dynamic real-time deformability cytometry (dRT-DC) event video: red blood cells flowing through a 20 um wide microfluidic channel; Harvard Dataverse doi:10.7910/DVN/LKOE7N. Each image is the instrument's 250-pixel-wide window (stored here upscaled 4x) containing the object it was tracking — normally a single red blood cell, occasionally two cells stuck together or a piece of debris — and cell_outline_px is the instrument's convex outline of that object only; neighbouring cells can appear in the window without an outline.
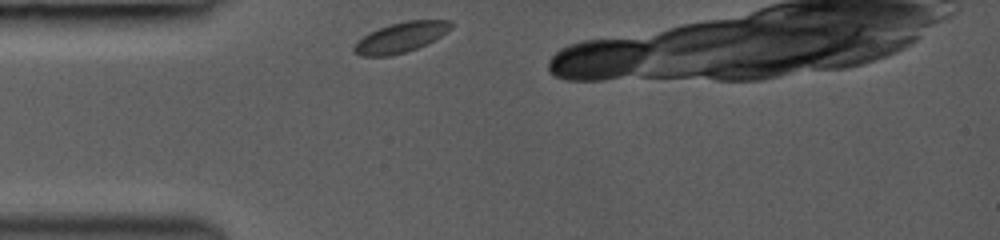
{"species": "common noctule bat (a hibernating species)", "species_latin": "Nyctalus noctula", "temperature_condition": "room temperature", "stored_images_in_passage": 4, "camera_frame_rate_fps": 3000, "um_per_image_px": 0.085, "animal": {"sex": "female", "body_mass_g": 19.0, "forearm_length_mm": 53.3}, "frame": {"image": 1, "passage_image": 1, "time_ms": 0.0, "image_size_px": [1000, 240], "cell_outline_px": [[452, 28], [428, 44], [404, 52], [388, 56], [360, 56], [352, 52], [352, 48], [368, 32], [388, 24], [408, 20], [452, 20]], "centroid_in_image_um": [34.06, 3.17], "position_along_channel_um": 50.9, "area_um2": 17.05}}
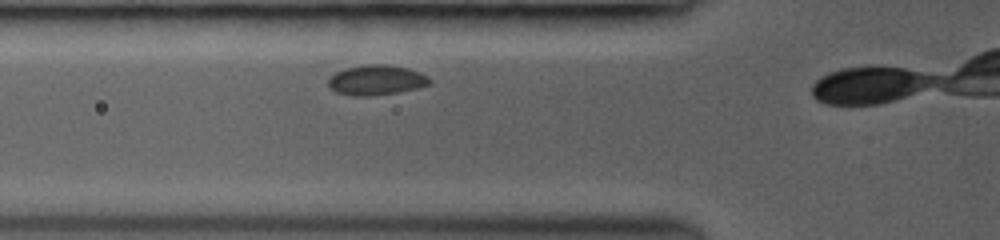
{"frame": {"image": 2, "passage_image": 3, "time_ms": 1.333, "image_size_px": [1000, 240], "cell_outline_px": [[432, 84], [416, 88], [396, 92], [368, 96], [352, 96], [336, 92], [328, 84], [328, 80], [336, 72], [344, 68], [368, 64], [384, 64], [408, 68], [420, 72], [428, 76], [432, 80]], "centroid_in_image_um": [32.01, 6.8], "position_along_channel_um": 93.8, "area_um2": 17.69}}